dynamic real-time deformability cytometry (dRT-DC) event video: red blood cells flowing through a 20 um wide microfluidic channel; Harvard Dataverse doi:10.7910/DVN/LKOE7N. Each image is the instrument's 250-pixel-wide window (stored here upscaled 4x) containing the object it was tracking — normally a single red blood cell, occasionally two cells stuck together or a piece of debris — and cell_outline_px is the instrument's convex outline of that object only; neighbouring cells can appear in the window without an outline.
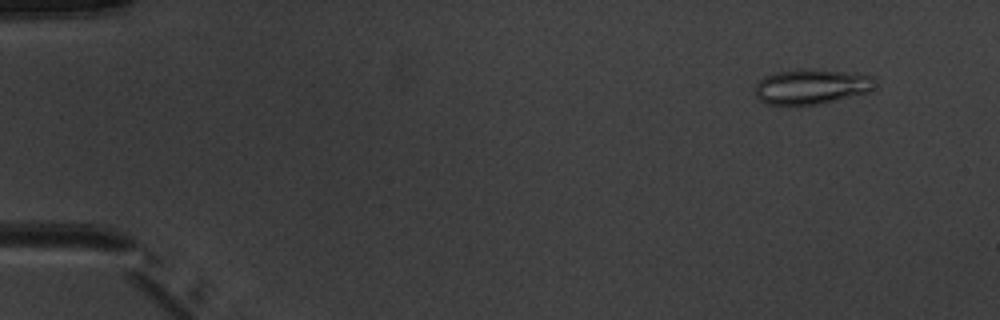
{"species": "common noctule bat (a hibernating species)", "species_latin": "Nyctalus noctula", "temperature_condition": "warm", "stored_images_in_passage": 6, "camera_frame_rate_fps": 3000, "um_per_image_px": 0.085, "animal": {"sex": "male", "body_mass_g": 20.1, "forearm_length_mm": 53.5}, "frame": {"image": 1, "passage_image": 2, "time_ms": 1.333, "image_size_px": [1000, 320], "cell_outline_px": [[880, 84], [872, 92], [820, 104], [764, 104], [756, 96], [756, 84], [764, 76], [776, 72], [804, 68], [808, 68], [876, 76]], "centroid_in_image_um": [69.07, 7.35], "position_along_channel_um": 15.9, "area_um2": 24.91}}
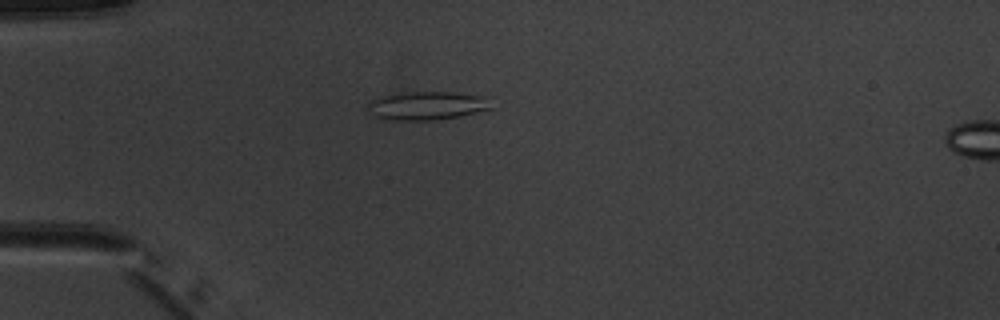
{"frame": {"image": 2, "passage_image": 5, "time_ms": 4.667, "image_size_px": [1000, 320], "cell_outline_px": [[492, 108], [460, 116], [432, 120], [392, 120], [376, 116], [368, 108], [368, 100], [380, 96], [404, 92], [452, 92], [484, 96]], "centroid_in_image_um": [36.26, 8.97], "position_along_channel_um": 48.7, "area_um2": 20.23}}